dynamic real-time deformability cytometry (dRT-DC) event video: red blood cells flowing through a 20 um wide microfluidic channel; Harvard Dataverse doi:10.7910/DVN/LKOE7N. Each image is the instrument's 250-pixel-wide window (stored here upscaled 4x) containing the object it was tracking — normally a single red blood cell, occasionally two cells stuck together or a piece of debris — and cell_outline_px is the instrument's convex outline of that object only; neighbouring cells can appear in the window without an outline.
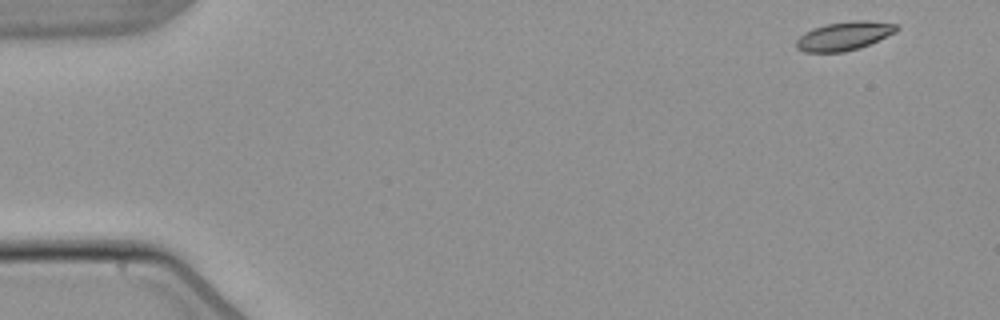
{"species": "common noctule bat (a hibernating species)", "species_latin": "Nyctalus noctula", "temperature_condition": "warm", "stored_images_in_passage": 6, "camera_frame_rate_fps": 3000, "um_per_image_px": 0.085, "animal": {"sex": "male", "body_mass_g": 21.5, "forearm_length_mm": 52.0}, "frame": {"image": 1, "passage_image": 1, "time_ms": 0.0, "image_size_px": [1000, 320], "cell_outline_px": [[900, 28], [896, 32], [860, 48], [844, 52], [804, 52], [796, 48], [796, 40], [804, 32], [812, 28], [828, 24], [856, 20], [868, 20], [900, 24]], "centroid_in_image_um": [71.77, 3.05], "position_along_channel_um": 13.2, "area_um2": 16.88}}
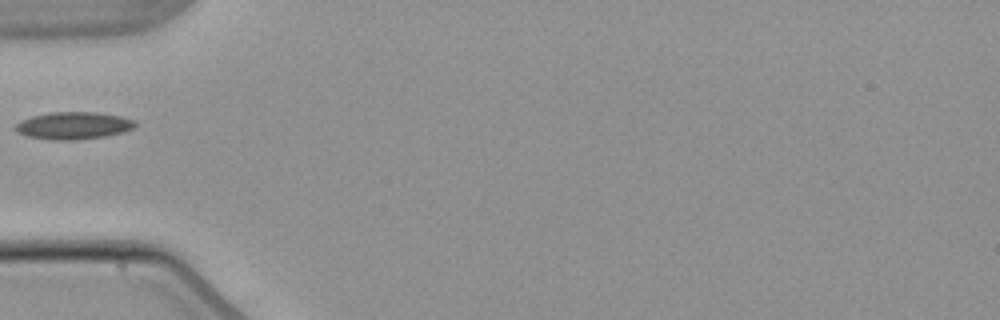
{"frame": {"image": 2, "passage_image": 5, "time_ms": 5.0, "image_size_px": [1000, 320], "cell_outline_px": [[136, 124], [132, 128], [124, 132], [104, 136], [76, 140], [52, 140], [28, 136], [16, 132], [12, 128], [20, 120], [32, 116], [48, 112], [96, 112], [120, 116], [136, 120]], "centroid_in_image_um": [6.21, 10.67], "position_along_channel_um": 78.8, "area_um2": 19.19}}
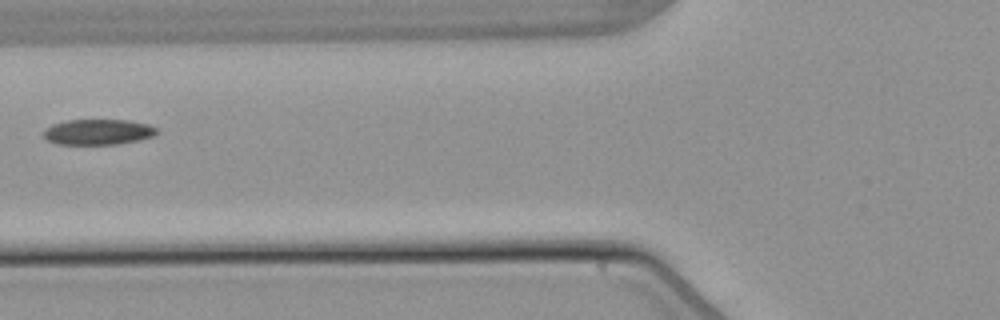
{"frame": {"image": 3, "passage_image": 6, "time_ms": 6.0, "image_size_px": [1000, 320], "cell_outline_px": [[160, 132], [152, 136], [140, 140], [120, 144], [56, 144], [48, 140], [44, 136], [44, 132], [52, 124], [68, 120], [128, 120], [148, 124], [156, 128]], "centroid_in_image_um": [8.38, 11.22], "position_along_channel_um": 117.4, "area_um2": 16.82}}